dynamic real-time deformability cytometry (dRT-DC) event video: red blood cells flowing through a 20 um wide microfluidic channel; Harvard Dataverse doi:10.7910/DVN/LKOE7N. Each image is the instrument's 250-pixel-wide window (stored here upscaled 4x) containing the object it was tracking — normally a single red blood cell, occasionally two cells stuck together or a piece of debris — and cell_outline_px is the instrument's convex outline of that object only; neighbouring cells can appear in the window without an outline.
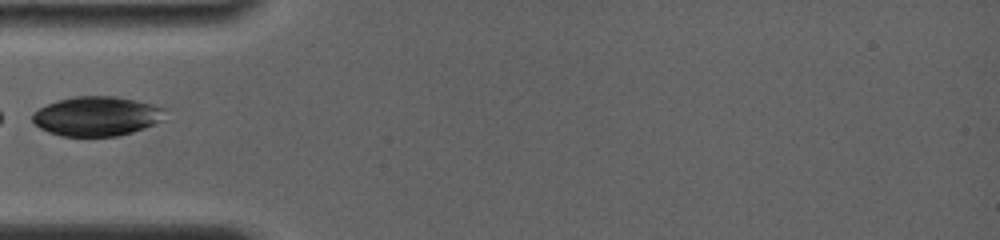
{"species": "common noctule bat (a hibernating species)", "species_latin": "Nyctalus noctula", "temperature_condition": "room temperature", "stored_images_in_passage": 14, "camera_frame_rate_fps": 4000, "um_per_image_px": 0.085, "animal": {"sex": "female", "body_mass_g": 19.0, "forearm_length_mm": 56.7}, "frame": {"image": 1, "passage_image": 1, "time_ms": 0.0, "image_size_px": [1000, 240], "cell_outline_px": [[164, 120], [144, 128], [132, 132], [116, 136], [60, 136], [48, 132], [40, 128], [32, 120], [32, 112], [48, 104], [60, 100], [76, 96], [112, 96], [152, 104], [164, 108]], "centroid_in_image_um": [8.21, 9.89], "position_along_channel_um": 76.8, "area_um2": 30.29}}